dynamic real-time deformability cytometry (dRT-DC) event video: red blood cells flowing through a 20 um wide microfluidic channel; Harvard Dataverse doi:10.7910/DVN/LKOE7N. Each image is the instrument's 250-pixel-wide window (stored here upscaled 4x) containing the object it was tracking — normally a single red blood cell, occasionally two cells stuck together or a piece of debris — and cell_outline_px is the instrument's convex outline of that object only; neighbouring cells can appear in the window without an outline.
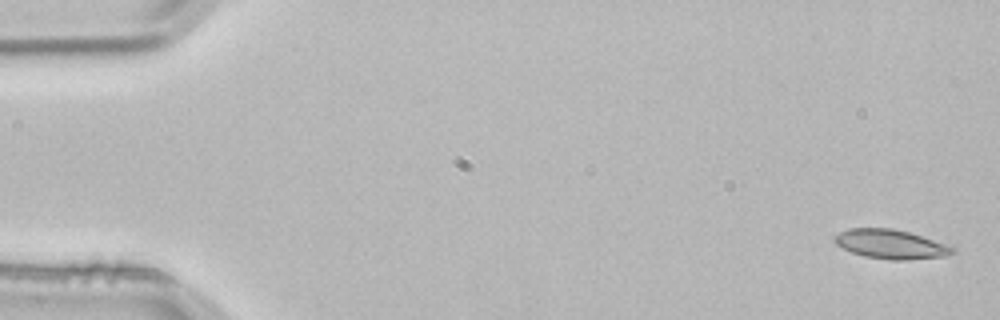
{"species": "common noctule bat (a hibernating species)", "species_latin": "Nyctalus noctula", "temperature_condition": "room temperature", "stored_images_in_passage": 3, "camera_frame_rate_fps": 3000, "um_per_image_px": 0.085, "animal": {"sex": "male", "body_mass_g": 21.5, "forearm_length_mm": 52.0}, "frame": {"image": 1, "passage_image": 1, "time_ms": 0.0, "image_size_px": [1000, 320], "cell_outline_px": [[956, 252], [944, 256], [908, 260], [892, 260], [864, 256], [852, 252], [836, 244], [832, 240], [840, 232], [848, 228], [892, 228], [908, 232], [956, 248]], "centroid_in_image_um": [75.69, 20.76], "position_along_channel_um": 9.3, "area_um2": 19.83}}
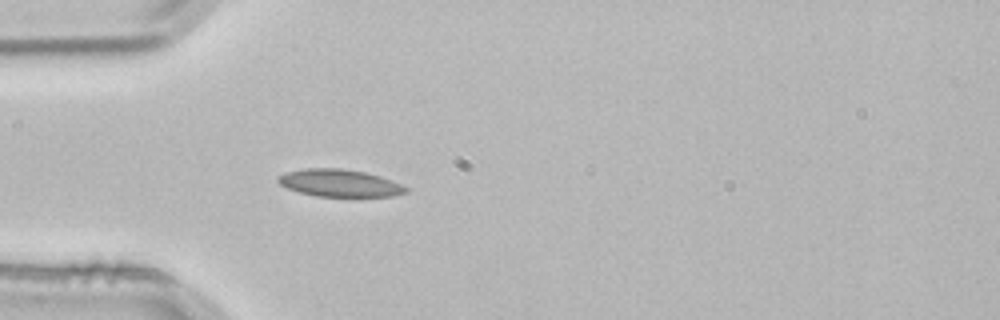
{"frame": {"image": 2, "passage_image": 3, "time_ms": 0.667, "image_size_px": [1000, 320], "cell_outline_px": [[408, 192], [392, 196], [356, 200], [316, 196], [300, 192], [288, 188], [280, 184], [276, 180], [276, 176], [284, 172], [304, 168], [340, 168], [364, 172], [380, 176], [392, 180], [408, 188]], "centroid_in_image_um": [28.9, 15.61], "position_along_channel_um": 56.1, "area_um2": 21.44}}